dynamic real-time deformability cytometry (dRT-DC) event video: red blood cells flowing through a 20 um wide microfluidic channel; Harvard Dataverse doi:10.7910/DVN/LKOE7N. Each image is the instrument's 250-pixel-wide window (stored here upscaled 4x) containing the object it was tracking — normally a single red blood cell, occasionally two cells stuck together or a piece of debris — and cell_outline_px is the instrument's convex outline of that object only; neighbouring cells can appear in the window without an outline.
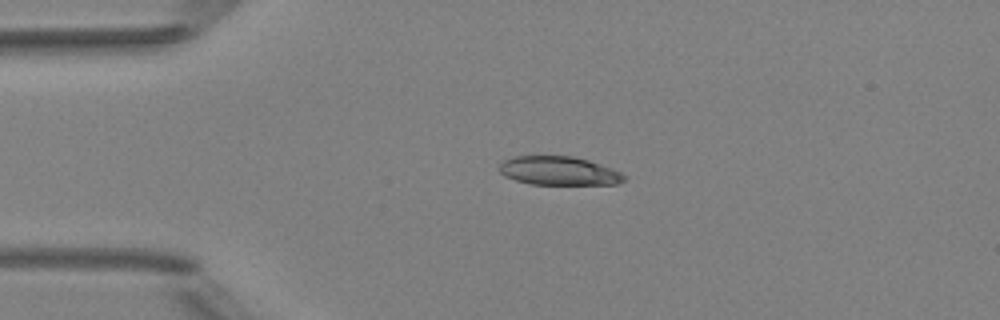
{"species": "Egyptian fruit bat (a non-hibernating species)", "species_latin": "Rousettus aegyptiacus", "temperature_condition": "room temperature", "stored_images_in_passage": 6, "camera_frame_rate_fps": 3000, "um_per_image_px": 0.085, "animal": {"sex": "female"}, "frame": {"image": 1, "passage_image": 2, "time_ms": 1.667, "image_size_px": [1000, 320], "cell_outline_px": [[624, 180], [616, 184], [532, 184], [516, 180], [504, 176], [496, 168], [504, 160], [516, 156], [572, 156], [588, 160], [612, 168], [620, 172], [624, 176]], "centroid_in_image_um": [47.46, 14.51], "position_along_channel_um": 37.5, "area_um2": 20.75}}
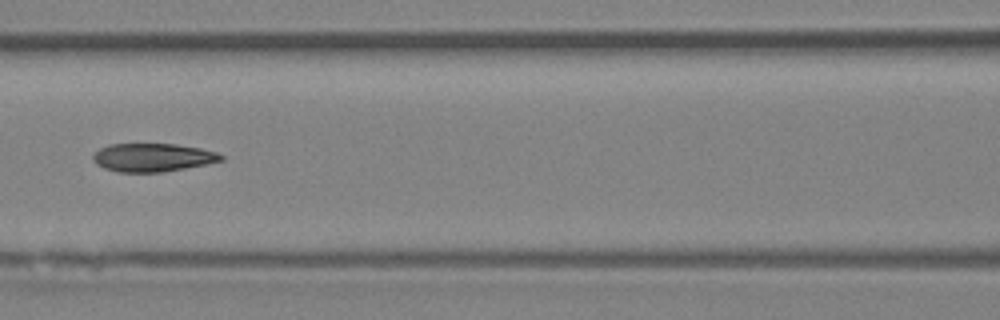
{"frame": {"image": 2, "passage_image": 5, "time_ms": 5.333, "image_size_px": [1000, 320], "cell_outline_px": [[224, 160], [184, 168], [160, 172], [120, 172], [104, 168], [96, 164], [92, 160], [92, 156], [100, 148], [108, 144], [176, 144], [200, 148], [216, 152], [224, 156]], "centroid_in_image_um": [12.95, 13.38], "position_along_channel_um": 153.6, "area_um2": 20.98}}
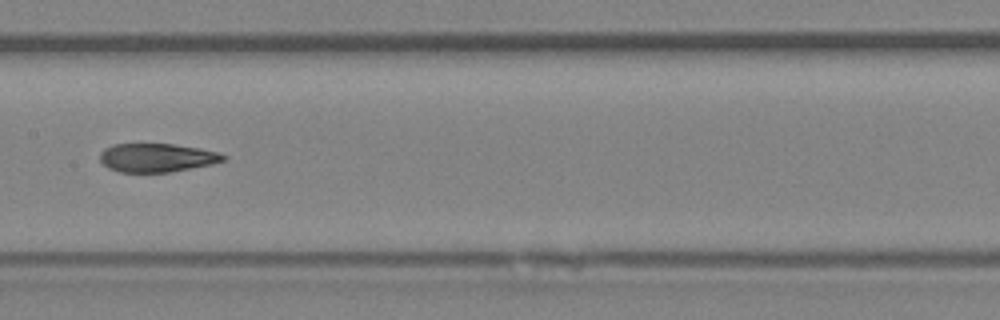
{"frame": {"image": 3, "passage_image": 6, "time_ms": 6.333, "image_size_px": [1000, 320], "cell_outline_px": [[228, 156], [224, 160], [212, 164], [168, 172], [120, 172], [108, 168], [100, 160], [100, 152], [104, 148], [112, 144], [172, 144], [200, 148], [220, 152]], "centroid_in_image_um": [13.33, 13.39], "position_along_channel_um": 194.1, "area_um2": 20.58}}